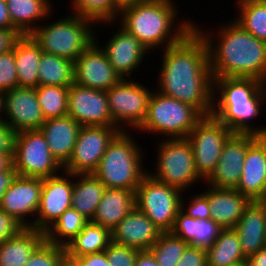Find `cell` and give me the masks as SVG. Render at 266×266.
Segmentation results:
<instances>
[{"mask_svg":"<svg viewBox=\"0 0 266 266\" xmlns=\"http://www.w3.org/2000/svg\"><path fill=\"white\" fill-rule=\"evenodd\" d=\"M18 86L14 43L13 49L0 54V92L5 93Z\"/></svg>","mask_w":266,"mask_h":266,"instance_id":"obj_41","label":"cell"},{"mask_svg":"<svg viewBox=\"0 0 266 266\" xmlns=\"http://www.w3.org/2000/svg\"><path fill=\"white\" fill-rule=\"evenodd\" d=\"M45 240L44 232L24 227L18 234L0 244V266H25Z\"/></svg>","mask_w":266,"mask_h":266,"instance_id":"obj_27","label":"cell"},{"mask_svg":"<svg viewBox=\"0 0 266 266\" xmlns=\"http://www.w3.org/2000/svg\"><path fill=\"white\" fill-rule=\"evenodd\" d=\"M117 5L122 8L131 4L141 3L149 0H115Z\"/></svg>","mask_w":266,"mask_h":266,"instance_id":"obj_55","label":"cell"},{"mask_svg":"<svg viewBox=\"0 0 266 266\" xmlns=\"http://www.w3.org/2000/svg\"><path fill=\"white\" fill-rule=\"evenodd\" d=\"M68 87L38 85L36 95L42 114L46 119L67 115Z\"/></svg>","mask_w":266,"mask_h":266,"instance_id":"obj_38","label":"cell"},{"mask_svg":"<svg viewBox=\"0 0 266 266\" xmlns=\"http://www.w3.org/2000/svg\"><path fill=\"white\" fill-rule=\"evenodd\" d=\"M65 16L39 25L30 36L44 53L75 61L95 41V23L74 13Z\"/></svg>","mask_w":266,"mask_h":266,"instance_id":"obj_6","label":"cell"},{"mask_svg":"<svg viewBox=\"0 0 266 266\" xmlns=\"http://www.w3.org/2000/svg\"><path fill=\"white\" fill-rule=\"evenodd\" d=\"M195 23L194 28L203 37L208 47L213 79L256 78L266 84L265 41L245 31L234 20L226 25H220L219 30H216L217 34H214L215 31L208 32V29L203 32Z\"/></svg>","mask_w":266,"mask_h":266,"instance_id":"obj_2","label":"cell"},{"mask_svg":"<svg viewBox=\"0 0 266 266\" xmlns=\"http://www.w3.org/2000/svg\"><path fill=\"white\" fill-rule=\"evenodd\" d=\"M13 153L0 152V172L6 171L12 165Z\"/></svg>","mask_w":266,"mask_h":266,"instance_id":"obj_53","label":"cell"},{"mask_svg":"<svg viewBox=\"0 0 266 266\" xmlns=\"http://www.w3.org/2000/svg\"><path fill=\"white\" fill-rule=\"evenodd\" d=\"M116 31L107 40L105 47H101L109 63L121 79H130L131 73H134L133 71L136 73V70L144 61V57L150 52L138 38L121 26Z\"/></svg>","mask_w":266,"mask_h":266,"instance_id":"obj_20","label":"cell"},{"mask_svg":"<svg viewBox=\"0 0 266 266\" xmlns=\"http://www.w3.org/2000/svg\"><path fill=\"white\" fill-rule=\"evenodd\" d=\"M206 257L208 266H230L247 261L233 228L221 230L216 241L206 249Z\"/></svg>","mask_w":266,"mask_h":266,"instance_id":"obj_33","label":"cell"},{"mask_svg":"<svg viewBox=\"0 0 266 266\" xmlns=\"http://www.w3.org/2000/svg\"><path fill=\"white\" fill-rule=\"evenodd\" d=\"M176 266H208L206 249L188 246Z\"/></svg>","mask_w":266,"mask_h":266,"instance_id":"obj_44","label":"cell"},{"mask_svg":"<svg viewBox=\"0 0 266 266\" xmlns=\"http://www.w3.org/2000/svg\"><path fill=\"white\" fill-rule=\"evenodd\" d=\"M140 250L111 242L105 253L110 266H134Z\"/></svg>","mask_w":266,"mask_h":266,"instance_id":"obj_42","label":"cell"},{"mask_svg":"<svg viewBox=\"0 0 266 266\" xmlns=\"http://www.w3.org/2000/svg\"><path fill=\"white\" fill-rule=\"evenodd\" d=\"M264 103L266 104V84L259 79H213L212 116L233 133L266 136V126L254 127L251 123L252 119L260 115Z\"/></svg>","mask_w":266,"mask_h":266,"instance_id":"obj_3","label":"cell"},{"mask_svg":"<svg viewBox=\"0 0 266 266\" xmlns=\"http://www.w3.org/2000/svg\"><path fill=\"white\" fill-rule=\"evenodd\" d=\"M135 207V191L106 188L91 221L112 231Z\"/></svg>","mask_w":266,"mask_h":266,"instance_id":"obj_26","label":"cell"},{"mask_svg":"<svg viewBox=\"0 0 266 266\" xmlns=\"http://www.w3.org/2000/svg\"><path fill=\"white\" fill-rule=\"evenodd\" d=\"M249 1H265L266 2V0H249Z\"/></svg>","mask_w":266,"mask_h":266,"instance_id":"obj_59","label":"cell"},{"mask_svg":"<svg viewBox=\"0 0 266 266\" xmlns=\"http://www.w3.org/2000/svg\"><path fill=\"white\" fill-rule=\"evenodd\" d=\"M258 202L264 208V212H265V215H266V194L261 199H259Z\"/></svg>","mask_w":266,"mask_h":266,"instance_id":"obj_57","label":"cell"},{"mask_svg":"<svg viewBox=\"0 0 266 266\" xmlns=\"http://www.w3.org/2000/svg\"><path fill=\"white\" fill-rule=\"evenodd\" d=\"M193 197V198H192ZM189 204H184L183 197L181 199V210L187 216L194 219H210V207L208 203V198L203 193H196L195 196L192 195ZM187 207V208H186ZM187 210V211H186Z\"/></svg>","mask_w":266,"mask_h":266,"instance_id":"obj_43","label":"cell"},{"mask_svg":"<svg viewBox=\"0 0 266 266\" xmlns=\"http://www.w3.org/2000/svg\"><path fill=\"white\" fill-rule=\"evenodd\" d=\"M130 134L120 131L113 138L93 172L106 188L136 191L148 173L142 167V148Z\"/></svg>","mask_w":266,"mask_h":266,"instance_id":"obj_5","label":"cell"},{"mask_svg":"<svg viewBox=\"0 0 266 266\" xmlns=\"http://www.w3.org/2000/svg\"><path fill=\"white\" fill-rule=\"evenodd\" d=\"M16 131L4 121H0V152L14 153Z\"/></svg>","mask_w":266,"mask_h":266,"instance_id":"obj_46","label":"cell"},{"mask_svg":"<svg viewBox=\"0 0 266 266\" xmlns=\"http://www.w3.org/2000/svg\"><path fill=\"white\" fill-rule=\"evenodd\" d=\"M236 1V9H240V15L236 14L238 18L234 21L251 35L266 42V2Z\"/></svg>","mask_w":266,"mask_h":266,"instance_id":"obj_35","label":"cell"},{"mask_svg":"<svg viewBox=\"0 0 266 266\" xmlns=\"http://www.w3.org/2000/svg\"><path fill=\"white\" fill-rule=\"evenodd\" d=\"M119 132L114 126H81L72 155L63 166V171L93 173L109 143Z\"/></svg>","mask_w":266,"mask_h":266,"instance_id":"obj_13","label":"cell"},{"mask_svg":"<svg viewBox=\"0 0 266 266\" xmlns=\"http://www.w3.org/2000/svg\"><path fill=\"white\" fill-rule=\"evenodd\" d=\"M233 229L247 258L266 247V215L258 201H250Z\"/></svg>","mask_w":266,"mask_h":266,"instance_id":"obj_25","label":"cell"},{"mask_svg":"<svg viewBox=\"0 0 266 266\" xmlns=\"http://www.w3.org/2000/svg\"><path fill=\"white\" fill-rule=\"evenodd\" d=\"M59 266H82V264L76 258H72L65 253Z\"/></svg>","mask_w":266,"mask_h":266,"instance_id":"obj_54","label":"cell"},{"mask_svg":"<svg viewBox=\"0 0 266 266\" xmlns=\"http://www.w3.org/2000/svg\"><path fill=\"white\" fill-rule=\"evenodd\" d=\"M258 137L254 134L233 133L224 143L215 171L204 184L236 189L241 180L246 151Z\"/></svg>","mask_w":266,"mask_h":266,"instance_id":"obj_17","label":"cell"},{"mask_svg":"<svg viewBox=\"0 0 266 266\" xmlns=\"http://www.w3.org/2000/svg\"><path fill=\"white\" fill-rule=\"evenodd\" d=\"M183 192L146 174L135 191L136 208L163 233L171 232L181 210Z\"/></svg>","mask_w":266,"mask_h":266,"instance_id":"obj_9","label":"cell"},{"mask_svg":"<svg viewBox=\"0 0 266 266\" xmlns=\"http://www.w3.org/2000/svg\"><path fill=\"white\" fill-rule=\"evenodd\" d=\"M82 266H110L105 251L76 258Z\"/></svg>","mask_w":266,"mask_h":266,"instance_id":"obj_48","label":"cell"},{"mask_svg":"<svg viewBox=\"0 0 266 266\" xmlns=\"http://www.w3.org/2000/svg\"><path fill=\"white\" fill-rule=\"evenodd\" d=\"M81 125L71 116L46 119L40 127L49 151L63 167L70 159Z\"/></svg>","mask_w":266,"mask_h":266,"instance_id":"obj_24","label":"cell"},{"mask_svg":"<svg viewBox=\"0 0 266 266\" xmlns=\"http://www.w3.org/2000/svg\"><path fill=\"white\" fill-rule=\"evenodd\" d=\"M230 266H249V265H248V262L247 261H243L241 263H237V264L230 265Z\"/></svg>","mask_w":266,"mask_h":266,"instance_id":"obj_58","label":"cell"},{"mask_svg":"<svg viewBox=\"0 0 266 266\" xmlns=\"http://www.w3.org/2000/svg\"><path fill=\"white\" fill-rule=\"evenodd\" d=\"M207 186L202 193L208 198L210 219L223 229L234 228L250 200L236 189Z\"/></svg>","mask_w":266,"mask_h":266,"instance_id":"obj_23","label":"cell"},{"mask_svg":"<svg viewBox=\"0 0 266 266\" xmlns=\"http://www.w3.org/2000/svg\"><path fill=\"white\" fill-rule=\"evenodd\" d=\"M247 262L249 266H266V247L250 255L247 258Z\"/></svg>","mask_w":266,"mask_h":266,"instance_id":"obj_52","label":"cell"},{"mask_svg":"<svg viewBox=\"0 0 266 266\" xmlns=\"http://www.w3.org/2000/svg\"><path fill=\"white\" fill-rule=\"evenodd\" d=\"M148 89L130 78L121 79L106 91L114 127L120 131H127L129 127L132 131L138 130L145 120L148 102L153 92Z\"/></svg>","mask_w":266,"mask_h":266,"instance_id":"obj_11","label":"cell"},{"mask_svg":"<svg viewBox=\"0 0 266 266\" xmlns=\"http://www.w3.org/2000/svg\"><path fill=\"white\" fill-rule=\"evenodd\" d=\"M106 187L93 173L74 174L71 208L92 220Z\"/></svg>","mask_w":266,"mask_h":266,"instance_id":"obj_30","label":"cell"},{"mask_svg":"<svg viewBox=\"0 0 266 266\" xmlns=\"http://www.w3.org/2000/svg\"><path fill=\"white\" fill-rule=\"evenodd\" d=\"M68 89L67 115L81 126H114L106 91L76 83Z\"/></svg>","mask_w":266,"mask_h":266,"instance_id":"obj_15","label":"cell"},{"mask_svg":"<svg viewBox=\"0 0 266 266\" xmlns=\"http://www.w3.org/2000/svg\"><path fill=\"white\" fill-rule=\"evenodd\" d=\"M266 136H259L247 149L242 175L236 190L250 201L266 194Z\"/></svg>","mask_w":266,"mask_h":266,"instance_id":"obj_22","label":"cell"},{"mask_svg":"<svg viewBox=\"0 0 266 266\" xmlns=\"http://www.w3.org/2000/svg\"><path fill=\"white\" fill-rule=\"evenodd\" d=\"M163 232L136 207L130 211L111 231L112 242L149 250Z\"/></svg>","mask_w":266,"mask_h":266,"instance_id":"obj_21","label":"cell"},{"mask_svg":"<svg viewBox=\"0 0 266 266\" xmlns=\"http://www.w3.org/2000/svg\"><path fill=\"white\" fill-rule=\"evenodd\" d=\"M111 242L109 229L89 221L64 248L68 256L77 258L105 251Z\"/></svg>","mask_w":266,"mask_h":266,"instance_id":"obj_32","label":"cell"},{"mask_svg":"<svg viewBox=\"0 0 266 266\" xmlns=\"http://www.w3.org/2000/svg\"><path fill=\"white\" fill-rule=\"evenodd\" d=\"M42 178L22 177L16 175L9 188L2 196L0 209L13 216L24 227H32L36 216L42 190ZM31 220V221H30Z\"/></svg>","mask_w":266,"mask_h":266,"instance_id":"obj_19","label":"cell"},{"mask_svg":"<svg viewBox=\"0 0 266 266\" xmlns=\"http://www.w3.org/2000/svg\"><path fill=\"white\" fill-rule=\"evenodd\" d=\"M62 174L43 179L40 204L31 228L45 233L65 210L71 208L74 174L66 171Z\"/></svg>","mask_w":266,"mask_h":266,"instance_id":"obj_14","label":"cell"},{"mask_svg":"<svg viewBox=\"0 0 266 266\" xmlns=\"http://www.w3.org/2000/svg\"><path fill=\"white\" fill-rule=\"evenodd\" d=\"M38 78L39 85L69 87L74 83V61L43 52Z\"/></svg>","mask_w":266,"mask_h":266,"instance_id":"obj_34","label":"cell"},{"mask_svg":"<svg viewBox=\"0 0 266 266\" xmlns=\"http://www.w3.org/2000/svg\"><path fill=\"white\" fill-rule=\"evenodd\" d=\"M71 2L72 13L92 20L95 24L116 23L121 11L115 0H71Z\"/></svg>","mask_w":266,"mask_h":266,"instance_id":"obj_37","label":"cell"},{"mask_svg":"<svg viewBox=\"0 0 266 266\" xmlns=\"http://www.w3.org/2000/svg\"><path fill=\"white\" fill-rule=\"evenodd\" d=\"M3 113V121L16 132L40 130L45 122L33 87L18 86L5 92Z\"/></svg>","mask_w":266,"mask_h":266,"instance_id":"obj_18","label":"cell"},{"mask_svg":"<svg viewBox=\"0 0 266 266\" xmlns=\"http://www.w3.org/2000/svg\"><path fill=\"white\" fill-rule=\"evenodd\" d=\"M89 222L81 213L73 208L65 210L60 218L45 232L48 243L65 246Z\"/></svg>","mask_w":266,"mask_h":266,"instance_id":"obj_36","label":"cell"},{"mask_svg":"<svg viewBox=\"0 0 266 266\" xmlns=\"http://www.w3.org/2000/svg\"><path fill=\"white\" fill-rule=\"evenodd\" d=\"M0 28L16 29L10 20L6 0H0Z\"/></svg>","mask_w":266,"mask_h":266,"instance_id":"obj_51","label":"cell"},{"mask_svg":"<svg viewBox=\"0 0 266 266\" xmlns=\"http://www.w3.org/2000/svg\"><path fill=\"white\" fill-rule=\"evenodd\" d=\"M65 248L46 240L35 250L25 266H59Z\"/></svg>","mask_w":266,"mask_h":266,"instance_id":"obj_40","label":"cell"},{"mask_svg":"<svg viewBox=\"0 0 266 266\" xmlns=\"http://www.w3.org/2000/svg\"><path fill=\"white\" fill-rule=\"evenodd\" d=\"M174 2L149 0L122 7L118 23L138 38L149 52L156 47L159 50L160 47L167 48L179 42L194 28V22L190 19H177L178 6Z\"/></svg>","mask_w":266,"mask_h":266,"instance_id":"obj_4","label":"cell"},{"mask_svg":"<svg viewBox=\"0 0 266 266\" xmlns=\"http://www.w3.org/2000/svg\"><path fill=\"white\" fill-rule=\"evenodd\" d=\"M43 51L30 35H21L15 41V64L20 87L39 85L38 66Z\"/></svg>","mask_w":266,"mask_h":266,"instance_id":"obj_31","label":"cell"},{"mask_svg":"<svg viewBox=\"0 0 266 266\" xmlns=\"http://www.w3.org/2000/svg\"><path fill=\"white\" fill-rule=\"evenodd\" d=\"M158 143L156 172L150 170L148 174L183 193L200 179L204 182L196 171L193 149L187 138H164Z\"/></svg>","mask_w":266,"mask_h":266,"instance_id":"obj_8","label":"cell"},{"mask_svg":"<svg viewBox=\"0 0 266 266\" xmlns=\"http://www.w3.org/2000/svg\"><path fill=\"white\" fill-rule=\"evenodd\" d=\"M16 175V171L12 165L6 171L0 172V202Z\"/></svg>","mask_w":266,"mask_h":266,"instance_id":"obj_49","label":"cell"},{"mask_svg":"<svg viewBox=\"0 0 266 266\" xmlns=\"http://www.w3.org/2000/svg\"><path fill=\"white\" fill-rule=\"evenodd\" d=\"M24 226L13 216L0 209V244L18 234Z\"/></svg>","mask_w":266,"mask_h":266,"instance_id":"obj_45","label":"cell"},{"mask_svg":"<svg viewBox=\"0 0 266 266\" xmlns=\"http://www.w3.org/2000/svg\"><path fill=\"white\" fill-rule=\"evenodd\" d=\"M6 3L13 26L22 35H30L40 20L53 15L49 0H6Z\"/></svg>","mask_w":266,"mask_h":266,"instance_id":"obj_29","label":"cell"},{"mask_svg":"<svg viewBox=\"0 0 266 266\" xmlns=\"http://www.w3.org/2000/svg\"><path fill=\"white\" fill-rule=\"evenodd\" d=\"M95 33V41L74 61V83L96 90L107 91L121 77L115 72L101 48ZM98 43V44H97Z\"/></svg>","mask_w":266,"mask_h":266,"instance_id":"obj_16","label":"cell"},{"mask_svg":"<svg viewBox=\"0 0 266 266\" xmlns=\"http://www.w3.org/2000/svg\"><path fill=\"white\" fill-rule=\"evenodd\" d=\"M222 229L212 219H194L180 210L171 233L189 243V246L207 249L216 241Z\"/></svg>","mask_w":266,"mask_h":266,"instance_id":"obj_28","label":"cell"},{"mask_svg":"<svg viewBox=\"0 0 266 266\" xmlns=\"http://www.w3.org/2000/svg\"><path fill=\"white\" fill-rule=\"evenodd\" d=\"M3 105H4V93L0 92V121H3ZM3 115V116H2Z\"/></svg>","mask_w":266,"mask_h":266,"instance_id":"obj_56","label":"cell"},{"mask_svg":"<svg viewBox=\"0 0 266 266\" xmlns=\"http://www.w3.org/2000/svg\"><path fill=\"white\" fill-rule=\"evenodd\" d=\"M21 35L17 29L0 28V54L13 49L15 41Z\"/></svg>","mask_w":266,"mask_h":266,"instance_id":"obj_47","label":"cell"},{"mask_svg":"<svg viewBox=\"0 0 266 266\" xmlns=\"http://www.w3.org/2000/svg\"><path fill=\"white\" fill-rule=\"evenodd\" d=\"M189 246L186 241L174 236L171 232L162 233L149 249L158 266H176L184 251Z\"/></svg>","mask_w":266,"mask_h":266,"instance_id":"obj_39","label":"cell"},{"mask_svg":"<svg viewBox=\"0 0 266 266\" xmlns=\"http://www.w3.org/2000/svg\"><path fill=\"white\" fill-rule=\"evenodd\" d=\"M162 52L158 92L192 105L203 116L212 115L213 78L203 37L193 28Z\"/></svg>","mask_w":266,"mask_h":266,"instance_id":"obj_1","label":"cell"},{"mask_svg":"<svg viewBox=\"0 0 266 266\" xmlns=\"http://www.w3.org/2000/svg\"><path fill=\"white\" fill-rule=\"evenodd\" d=\"M134 266H158V264L149 250H142L138 252Z\"/></svg>","mask_w":266,"mask_h":266,"instance_id":"obj_50","label":"cell"},{"mask_svg":"<svg viewBox=\"0 0 266 266\" xmlns=\"http://www.w3.org/2000/svg\"><path fill=\"white\" fill-rule=\"evenodd\" d=\"M204 116L192 105L153 91L145 120L138 128L150 135H165V138H187ZM168 136V137H167Z\"/></svg>","mask_w":266,"mask_h":266,"instance_id":"obj_7","label":"cell"},{"mask_svg":"<svg viewBox=\"0 0 266 266\" xmlns=\"http://www.w3.org/2000/svg\"><path fill=\"white\" fill-rule=\"evenodd\" d=\"M12 166L18 176L42 179L57 175L63 170L50 153L40 130L16 133Z\"/></svg>","mask_w":266,"mask_h":266,"instance_id":"obj_10","label":"cell"},{"mask_svg":"<svg viewBox=\"0 0 266 266\" xmlns=\"http://www.w3.org/2000/svg\"><path fill=\"white\" fill-rule=\"evenodd\" d=\"M232 134L224 123L210 115L204 116L187 136L196 171L204 181L215 171L224 143Z\"/></svg>","mask_w":266,"mask_h":266,"instance_id":"obj_12","label":"cell"}]
</instances>
